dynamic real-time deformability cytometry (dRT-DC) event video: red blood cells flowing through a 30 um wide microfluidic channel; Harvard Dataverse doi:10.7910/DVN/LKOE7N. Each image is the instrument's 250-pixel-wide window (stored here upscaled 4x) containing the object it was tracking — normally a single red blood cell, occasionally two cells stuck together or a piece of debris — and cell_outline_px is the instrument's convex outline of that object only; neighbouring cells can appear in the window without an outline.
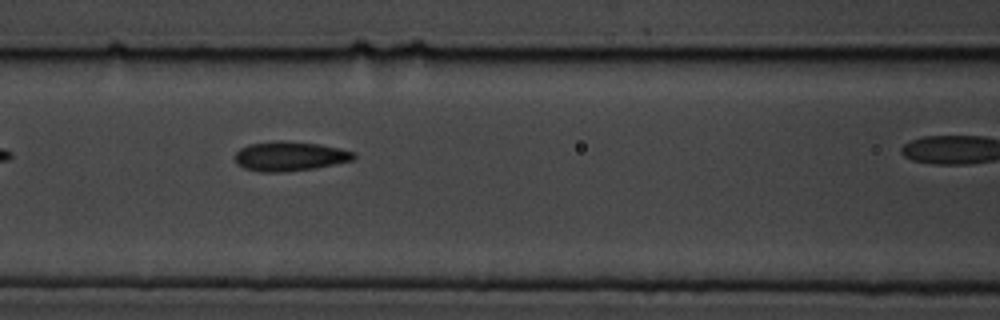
{"species": "common noctule bat (a hibernating species)", "species_latin": "Nyctalus noctula", "temperature_condition": "cold", "stored_images_in_passage": 11, "camera_frame_rate_fps": 3000, "um_per_image_px": 0.085, "animal": {"sex": "male", "body_mass_g": 19.5, "forearm_length_mm": 54.6}, "frame": {"image": 1, "passage_image": 7, "time_ms": 7.667, "image_size_px": [1000, 320], "cell_outline_px": [[356, 156], [352, 160], [316, 168], [284, 172], [260, 172], [244, 168], [236, 164], [236, 152], [240, 148], [248, 144], [276, 140], [280, 140], [320, 144], [340, 148], [356, 152]], "centroid_in_image_um": [24.63, 13.27], "position_along_channel_um": 142.0, "area_um2": 20.58}}
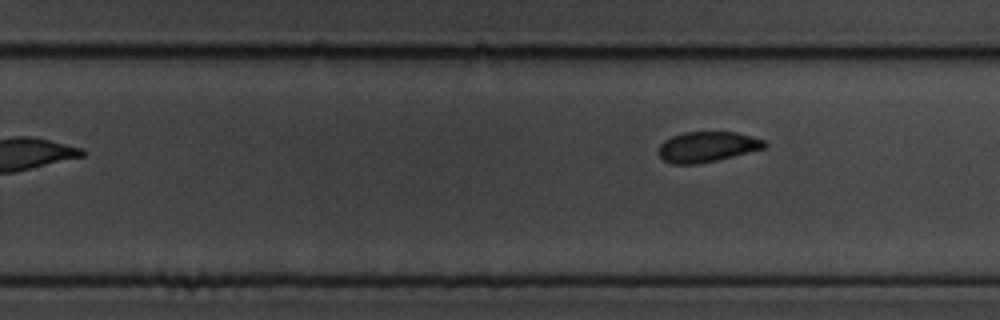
{"frame": {"image": 2, "passage_image": 11, "time_ms": 12.667, "image_size_px": [1000, 320], "cell_outline_px": [[768, 144], [764, 148], [700, 164], [672, 164], [664, 160], [660, 156], [660, 144], [664, 140], [672, 136], [684, 132], [736, 132], [752, 136], [764, 140]], "centroid_in_image_um": [60.11, 12.47], "position_along_channel_um": 269.7, "area_um2": 18.61}}